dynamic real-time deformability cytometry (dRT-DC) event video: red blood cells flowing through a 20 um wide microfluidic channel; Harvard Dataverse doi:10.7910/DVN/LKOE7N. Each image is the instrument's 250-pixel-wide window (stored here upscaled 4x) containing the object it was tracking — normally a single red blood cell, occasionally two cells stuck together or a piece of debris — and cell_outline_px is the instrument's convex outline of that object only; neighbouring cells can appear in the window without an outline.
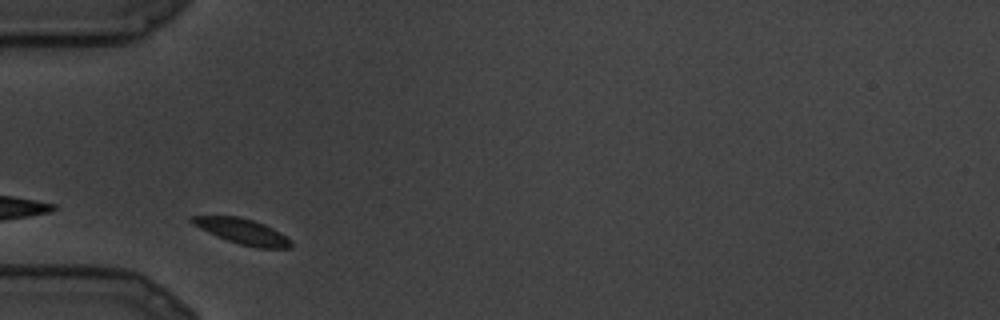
{"species": "common noctule bat (a hibernating species)", "species_latin": "Nyctalus noctula", "temperature_condition": "cold", "stored_images_in_passage": 17, "camera_frame_rate_fps": 3000, "um_per_image_px": 0.085, "animal": {"sex": "male", "body_mass_g": 19.5, "forearm_length_mm": 54.6}, "frame": {"image": 1, "passage_image": 1, "time_ms": 0.0, "image_size_px": [1000, 320], "cell_outline_px": [[292, 248], [256, 248], [240, 244], [228, 240], [208, 232], [192, 224], [188, 220], [192, 216], [236, 216], [252, 220], [264, 224], [280, 232], [292, 240]], "centroid_in_image_um": [20.63, 19.67], "position_along_channel_um": 64.4, "area_um2": 14.57}}
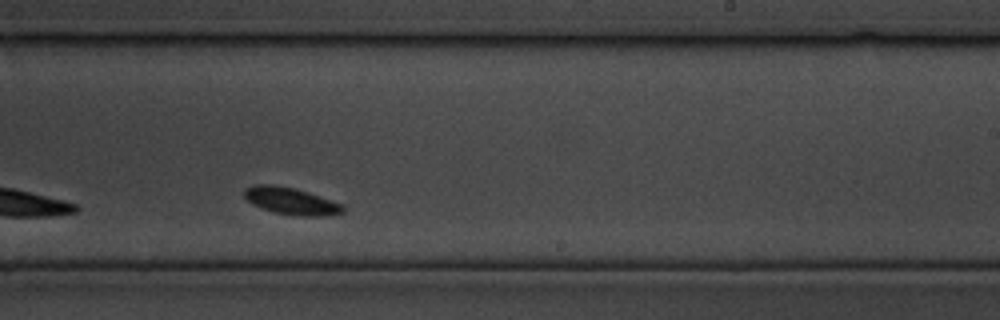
{"frame": {"image": 2, "passage_image": 10, "time_ms": 3.0, "image_size_px": [1000, 320], "cell_outline_px": [[344, 212], [324, 216], [304, 216], [272, 212], [252, 204], [244, 196], [244, 188], [252, 184], [276, 184], [308, 192], [340, 204], [344, 208]], "centroid_in_image_um": [24.67, 17.07], "position_along_channel_um": 264.3, "area_um2": 15.37}}
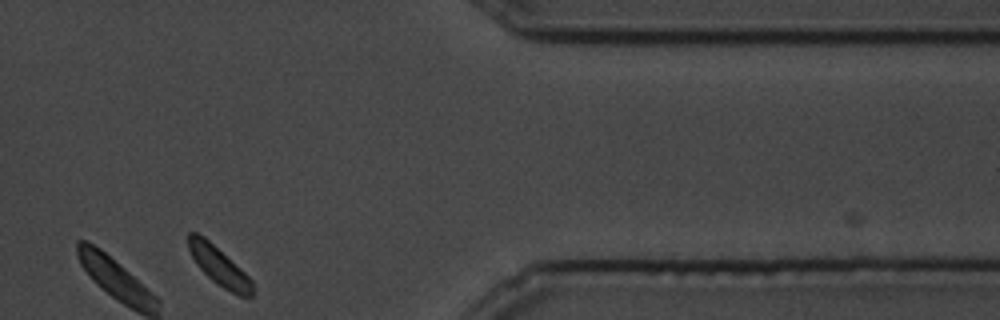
{"frame": {"image": 3, "passage_image": 17, "time_ms": 5.333, "image_size_px": [1000, 320], "cell_outline_px": [[252, 296], [240, 296], [224, 288], [212, 280], [196, 264], [188, 248], [188, 232], [196, 232], [204, 236], [240, 268], [252, 280]], "centroid_in_image_um": [18.59, 22.59], "position_along_channel_um": 392.8, "area_um2": 14.05}}